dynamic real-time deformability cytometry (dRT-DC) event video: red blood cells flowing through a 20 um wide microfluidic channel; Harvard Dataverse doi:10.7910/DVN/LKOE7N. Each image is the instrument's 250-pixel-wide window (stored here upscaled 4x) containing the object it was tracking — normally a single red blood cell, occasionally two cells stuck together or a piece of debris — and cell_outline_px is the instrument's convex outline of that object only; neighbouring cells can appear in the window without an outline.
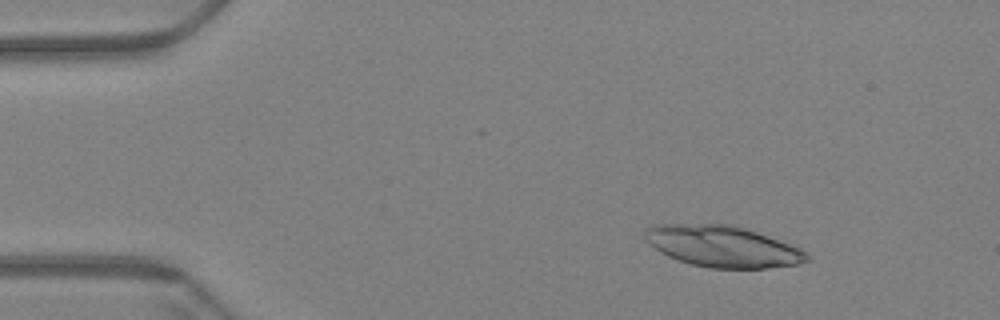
{"species": "Egyptian fruit bat (a non-hibernating species)", "species_latin": "Rousettus aegyptiacus", "temperature_condition": "warm", "stored_images_in_passage": 54, "camera_frame_rate_fps": 3000, "um_per_image_px": 0.085, "animal": {"sex": "female"}, "frame": {"image": 1, "passage_image": 2, "time_ms": 0.333, "image_size_px": [1000, 320], "cell_outline_px": [[812, 260], [796, 264], [768, 268], [708, 268], [692, 264], [668, 256], [660, 252], [648, 244], [644, 236], [644, 228], [652, 224], [732, 224], [768, 236], [800, 248]], "centroid_in_image_um": [61.37, 20.93], "position_along_channel_um": 23.6, "area_um2": 38.9}}